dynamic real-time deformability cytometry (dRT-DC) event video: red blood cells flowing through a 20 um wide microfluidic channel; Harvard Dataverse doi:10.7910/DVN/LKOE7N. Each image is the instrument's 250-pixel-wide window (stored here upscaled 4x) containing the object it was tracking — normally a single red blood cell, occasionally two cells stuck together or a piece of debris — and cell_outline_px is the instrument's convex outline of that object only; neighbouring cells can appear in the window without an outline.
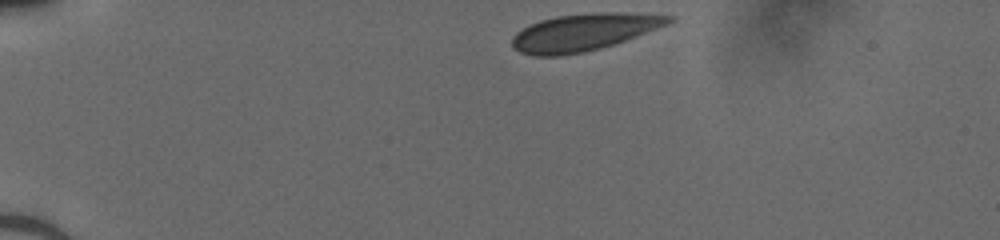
{"species": "human", "species_latin": "Homo sapiens", "temperature_condition": "cold", "stored_images_in_passage": 40, "camera_frame_rate_fps": 3000, "um_per_image_px": 0.085, "donor": {"sex": "male"}, "frame": {"image": 1, "passage_image": 1, "time_ms": 0.0, "image_size_px": [1000, 240], "cell_outline_px": [[676, 20], [668, 24], [624, 40], [600, 48], [584, 52], [560, 56], [532, 56], [520, 52], [512, 48], [512, 36], [516, 32], [528, 24], [540, 20], [556, 16], [600, 12], [624, 12], [672, 16]], "centroid_in_image_um": [49.56, 2.74], "position_along_channel_um": 35.4, "area_um2": 33.81}}
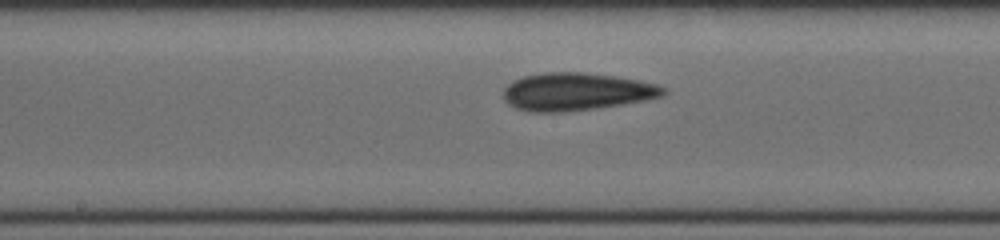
{"frame": {"image": 2, "passage_image": 18, "time_ms": 5.667, "image_size_px": [1000, 240], "cell_outline_px": [[668, 92], [664, 96], [648, 100], [564, 112], [532, 112], [516, 108], [508, 104], [504, 100], [504, 88], [512, 80], [524, 76], [544, 72], [584, 72], [616, 76], [640, 80], [656, 84], [668, 88]], "centroid_in_image_um": [49.02, 7.78], "position_along_channel_um": 199.2, "area_um2": 35.37}}
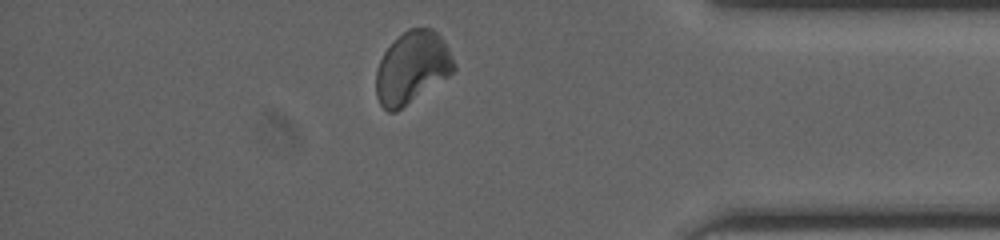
{"frame": {"image": 3, "passage_image": 34, "time_ms": 11.0, "image_size_px": [1000, 240], "cell_outline_px": [[456, 68], [448, 76], [396, 112], [388, 112], [380, 104], [376, 96], [376, 68], [384, 52], [408, 28], [432, 28], [440, 36], [448, 48], [456, 64]], "centroid_in_image_um": [35.01, 5.75], "position_along_channel_um": 400.2, "area_um2": 32.31}}